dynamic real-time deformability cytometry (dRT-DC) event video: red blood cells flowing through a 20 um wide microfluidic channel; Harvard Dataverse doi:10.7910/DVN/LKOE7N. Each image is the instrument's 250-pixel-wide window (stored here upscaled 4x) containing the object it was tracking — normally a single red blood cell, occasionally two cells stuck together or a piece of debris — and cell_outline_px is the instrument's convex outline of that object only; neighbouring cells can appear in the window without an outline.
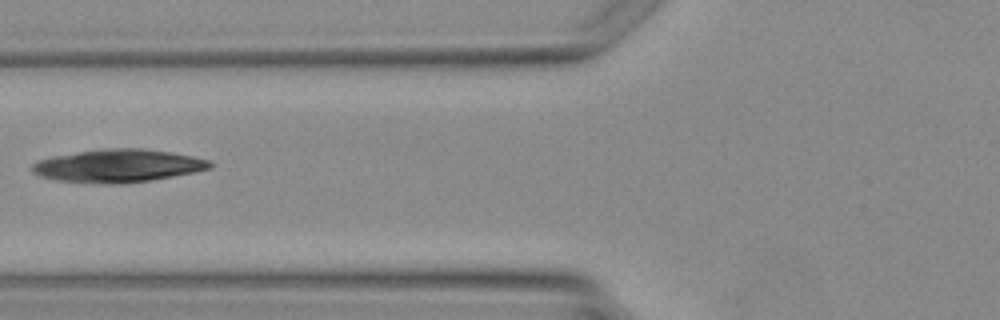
{"species": "Egyptian fruit bat (a non-hibernating species)", "species_latin": "Rousettus aegyptiacus", "temperature_condition": "warm", "stored_images_in_passage": 2, "camera_frame_rate_fps": 3000, "um_per_image_px": 0.085, "animal": {"sex": "female"}, "frame": {"image": 1, "passage_image": 2, "time_ms": 1.333, "image_size_px": [1000, 320], "cell_outline_px": [[212, 168], [152, 180], [120, 184], [108, 184], [56, 180], [40, 176], [32, 172], [28, 168], [36, 160], [52, 156], [104, 148], [140, 148], [172, 152], [192, 156], [208, 160], [212, 164]], "centroid_in_image_um": [9.97, 14.09], "position_along_channel_um": 115.8, "area_um2": 34.16}}